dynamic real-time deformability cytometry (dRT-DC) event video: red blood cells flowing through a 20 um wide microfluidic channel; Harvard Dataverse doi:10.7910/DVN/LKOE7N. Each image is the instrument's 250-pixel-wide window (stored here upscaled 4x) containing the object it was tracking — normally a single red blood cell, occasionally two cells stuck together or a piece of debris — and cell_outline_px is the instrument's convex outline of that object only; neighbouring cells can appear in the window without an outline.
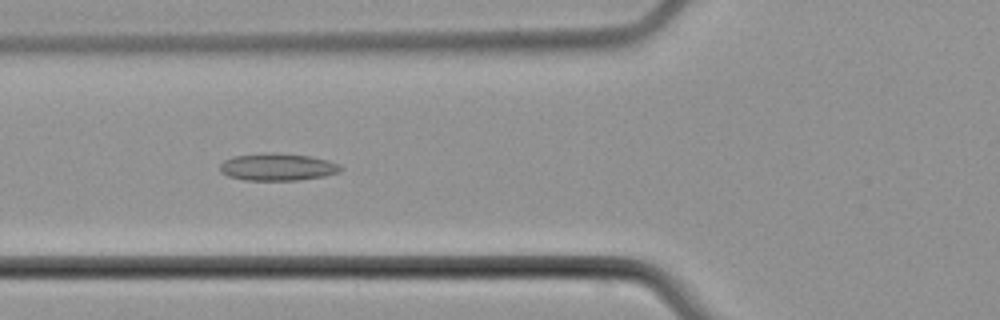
{"species": "common noctule bat (a hibernating species)", "species_latin": "Nyctalus noctula", "temperature_condition": "cold", "stored_images_in_passage": 44, "camera_frame_rate_fps": 3000, "um_per_image_px": 0.085, "animal": {"sex": "male", "body_mass_g": 21.5, "forearm_length_mm": 52.0}, "frame": {"image": 1, "passage_image": 13, "time_ms": 4.0, "image_size_px": [1000, 320], "cell_outline_px": [[344, 168], [340, 172], [324, 176], [300, 180], [244, 180], [228, 176], [220, 172], [220, 164], [224, 160], [232, 156], [272, 152], [276, 152], [308, 156], [328, 160], [340, 164]], "centroid_in_image_um": [23.6, 14.19], "position_along_channel_um": 102.2, "area_um2": 19.36}}
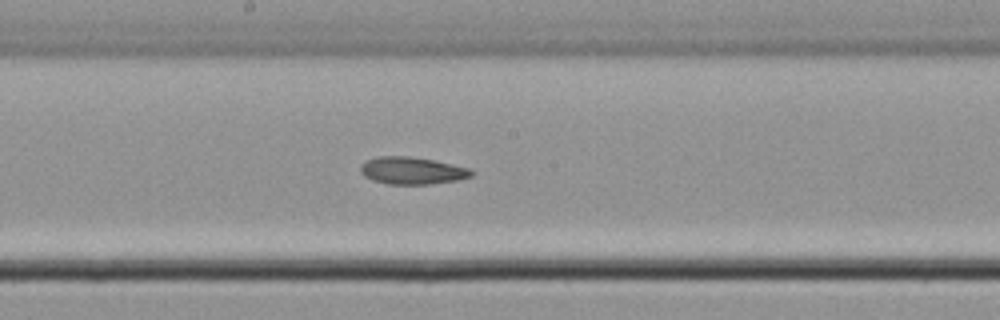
{"frame": {"image": 2, "passage_image": 21, "time_ms": 6.667, "image_size_px": [1000, 320], "cell_outline_px": [[476, 172], [472, 176], [456, 180], [428, 184], [388, 184], [372, 180], [364, 176], [360, 172], [360, 164], [364, 160], [380, 156], [408, 156], [432, 160], [468, 168]], "centroid_in_image_um": [34.97, 14.5], "position_along_channel_um": 213.2, "area_um2": 17.57}}
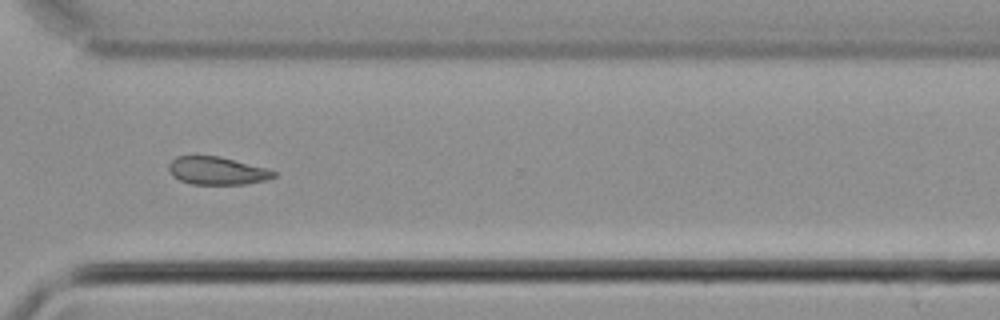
{"frame": {"image": 3, "passage_image": 31, "time_ms": 10.0, "image_size_px": [1000, 320], "cell_outline_px": [[276, 176], [268, 180], [244, 184], [192, 184], [180, 180], [172, 176], [168, 168], [168, 164], [176, 156], [220, 156], [264, 168], [276, 172]], "centroid_in_image_um": [18.42, 14.52], "position_along_channel_um": 352.2, "area_um2": 16.94}}